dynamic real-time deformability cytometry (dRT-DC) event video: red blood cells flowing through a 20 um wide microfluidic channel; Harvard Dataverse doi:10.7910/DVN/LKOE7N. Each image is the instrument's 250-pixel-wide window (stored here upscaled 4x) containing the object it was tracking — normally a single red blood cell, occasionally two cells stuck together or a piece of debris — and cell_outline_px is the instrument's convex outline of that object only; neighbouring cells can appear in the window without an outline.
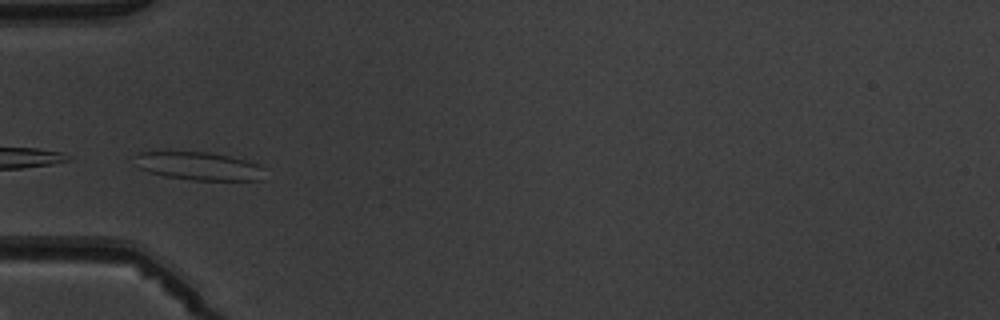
{"species": "common noctule bat (a hibernating species)", "species_latin": "Nyctalus noctula", "temperature_condition": "warm", "stored_images_in_passage": 4, "camera_frame_rate_fps": 3000, "um_per_image_px": 0.085, "animal": {"sex": "male", "body_mass_g": 19.5, "forearm_length_mm": 54.6}, "frame": {"image": 1, "passage_image": 2, "time_ms": 1.333, "image_size_px": [1000, 320], "cell_outline_px": [[264, 180], [192, 180], [164, 176], [148, 172], [140, 168], [132, 156], [140, 152], [208, 152], [248, 160], [260, 164]], "centroid_in_image_um": [16.89, 14.12], "position_along_channel_um": 68.1, "area_um2": 21.27}}
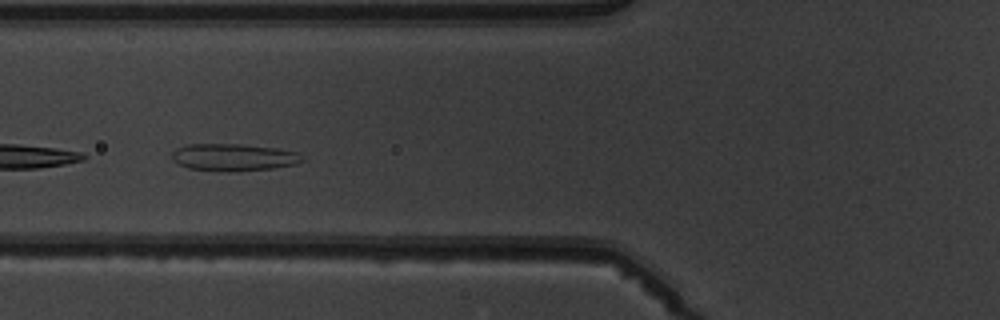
{"frame": {"image": 2, "passage_image": 3, "time_ms": 2.333, "image_size_px": [1000, 320], "cell_outline_px": [[308, 160], [296, 164], [276, 168], [228, 172], [224, 172], [188, 168], [172, 160], [172, 152], [176, 148], [188, 144], [244, 144], [276, 148], [296, 152], [304, 156]], "centroid_in_image_um": [19.9, 13.37], "position_along_channel_um": 105.9, "area_um2": 20.98}}
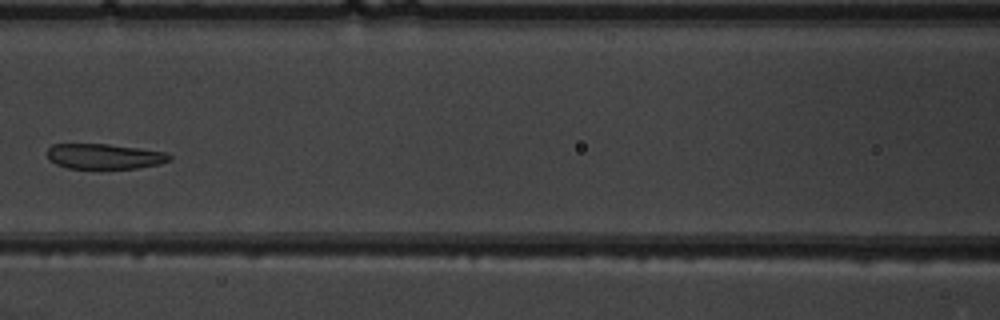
{"frame": {"image": 3, "passage_image": 4, "time_ms": 3.667, "image_size_px": [1000, 320], "cell_outline_px": [[172, 160], [160, 164], [136, 168], [68, 168], [56, 164], [48, 160], [48, 148], [52, 144], [108, 144], [164, 152], [172, 156]], "centroid_in_image_um": [8.86, 13.29], "position_along_channel_um": 157.7, "area_um2": 17.86}}